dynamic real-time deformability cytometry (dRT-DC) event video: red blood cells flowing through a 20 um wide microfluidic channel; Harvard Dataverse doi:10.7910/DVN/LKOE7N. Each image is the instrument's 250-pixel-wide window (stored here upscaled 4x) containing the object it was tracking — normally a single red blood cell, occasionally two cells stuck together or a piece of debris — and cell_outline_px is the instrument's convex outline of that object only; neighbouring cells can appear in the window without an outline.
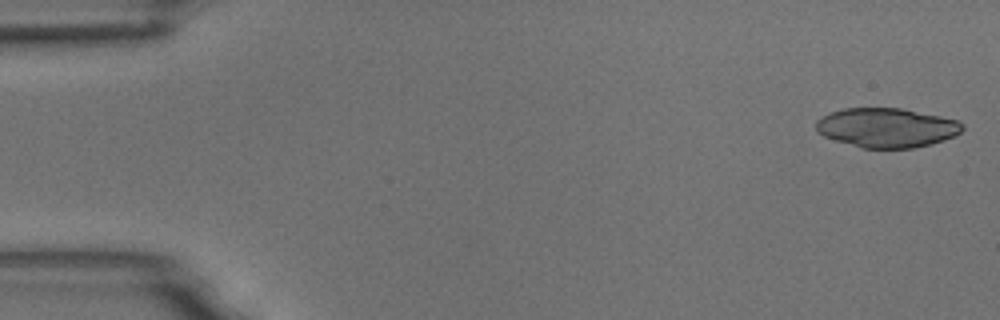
{"species": "common noctule bat (a hibernating species)", "species_latin": "Nyctalus noctula", "temperature_condition": "room temperature", "stored_images_in_passage": 6, "camera_frame_rate_fps": 3000, "um_per_image_px": 0.085, "animal": {"sex": "male", "body_mass_g": 18.8}, "frame": {"image": 1, "passage_image": 1, "time_ms": 0.0, "image_size_px": [1000, 320], "cell_outline_px": [[964, 128], [960, 132], [944, 140], [932, 144], [912, 148], [864, 148], [836, 140], [824, 136], [816, 132], [816, 120], [832, 112], [844, 108], [900, 108], [940, 116], [956, 120], [964, 124]], "centroid_in_image_um": [75.37, 10.85], "position_along_channel_um": 9.6, "area_um2": 33.35}}